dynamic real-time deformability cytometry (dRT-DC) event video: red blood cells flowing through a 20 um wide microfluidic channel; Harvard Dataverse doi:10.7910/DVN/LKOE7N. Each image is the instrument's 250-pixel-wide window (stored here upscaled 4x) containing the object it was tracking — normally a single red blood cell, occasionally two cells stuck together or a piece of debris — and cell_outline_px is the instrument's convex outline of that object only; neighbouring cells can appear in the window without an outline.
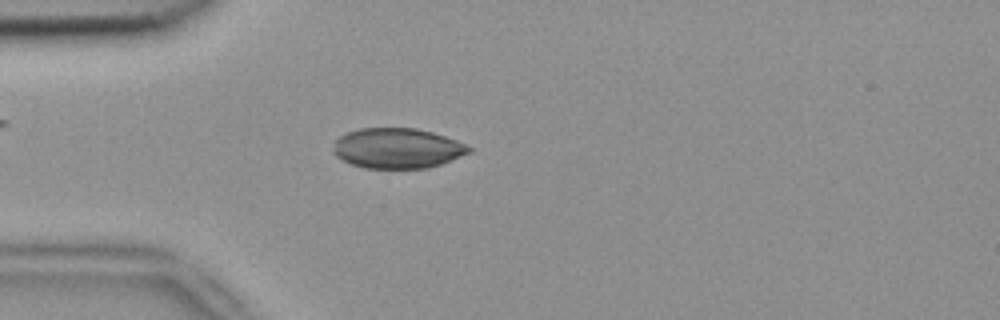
{"species": "common noctule bat (a hibernating species)", "species_latin": "Nyctalus noctula", "temperature_condition": "room temperature", "stored_images_in_passage": 52, "camera_frame_rate_fps": 3000, "um_per_image_px": 0.085, "animal": {"sex": "female", "body_mass_g": 18.4}, "frame": {"image": 1, "passage_image": 14, "time_ms": 4.333, "image_size_px": [1000, 320], "cell_outline_px": [[472, 152], [440, 164], [428, 168], [364, 168], [352, 164], [336, 156], [332, 152], [332, 148], [336, 140], [340, 136], [348, 132], [360, 128], [416, 128], [432, 132], [456, 140], [472, 148]], "centroid_in_image_um": [33.76, 12.6], "position_along_channel_um": 51.2, "area_um2": 31.73}}
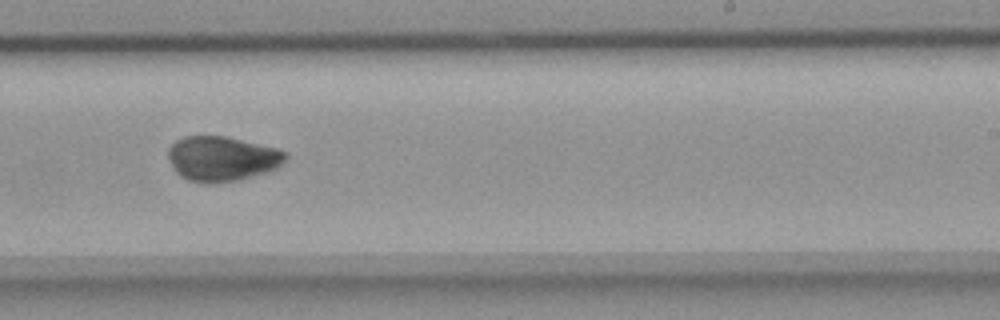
{"frame": {"image": 2, "passage_image": 32, "time_ms": 10.333, "image_size_px": [1000, 320], "cell_outline_px": [[288, 156], [272, 172], [240, 180], [212, 184], [200, 184], [188, 180], [180, 176], [172, 168], [168, 156], [168, 148], [176, 140], [184, 136], [224, 136], [276, 148], [288, 152]], "centroid_in_image_um": [18.87, 13.52], "position_along_channel_um": 270.1, "area_um2": 31.15}}
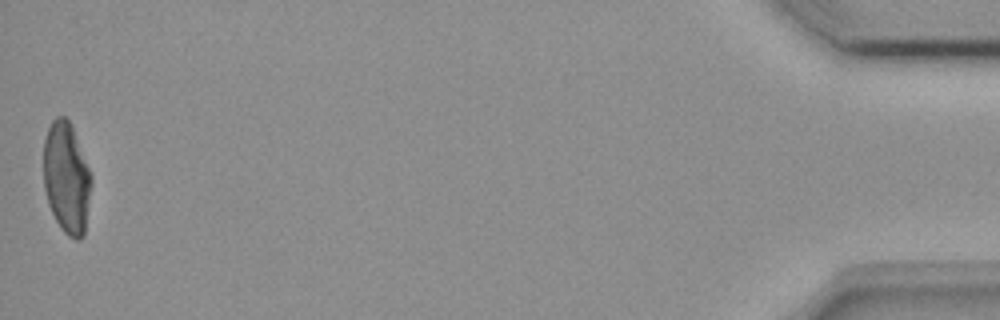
{"frame": {"image": 3, "passage_image": 52, "time_ms": 17.0, "image_size_px": [1000, 320], "cell_outline_px": [[92, 184], [84, 236], [80, 240], [76, 240], [68, 236], [60, 228], [48, 204], [44, 188], [44, 140], [48, 128], [52, 120], [56, 116], [64, 116], [68, 120], [72, 128], [92, 176]], "centroid_in_image_um": [5.66, 15.16], "position_along_channel_um": 429.5, "area_um2": 30.98}}